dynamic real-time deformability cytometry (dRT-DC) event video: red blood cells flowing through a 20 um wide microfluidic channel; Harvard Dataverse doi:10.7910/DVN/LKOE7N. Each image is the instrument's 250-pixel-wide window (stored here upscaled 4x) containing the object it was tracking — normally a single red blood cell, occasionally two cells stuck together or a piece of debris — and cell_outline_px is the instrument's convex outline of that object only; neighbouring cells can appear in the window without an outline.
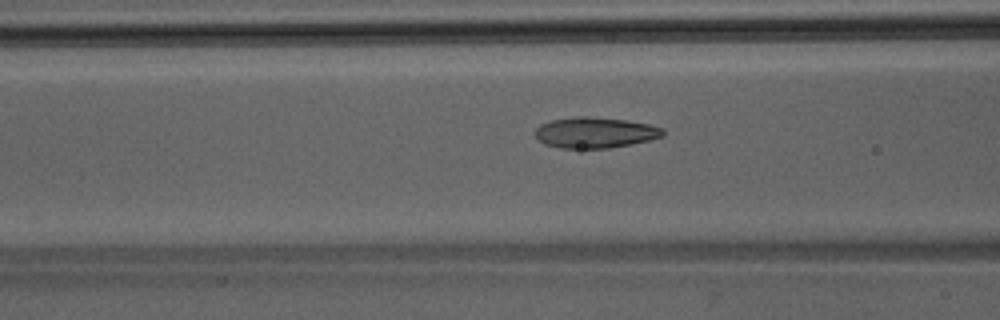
{"species": "Egyptian fruit bat (a non-hibernating species)", "species_latin": "Rousettus aegyptiacus", "temperature_condition": "room temperature", "stored_images_in_passage": 47, "camera_frame_rate_fps": 3000, "um_per_image_px": 0.085, "animal": {"sex": "male"}, "frame": {"image": 1, "passage_image": 19, "time_ms": 6.0, "image_size_px": [1000, 320], "cell_outline_px": [[664, 136], [648, 140], [608, 148], [560, 148], [544, 144], [532, 132], [540, 124], [552, 120], [576, 116], [588, 116], [624, 120], [648, 124], [664, 128]], "centroid_in_image_um": [50.54, 11.26], "position_along_channel_um": 116.1, "area_um2": 22.83}}
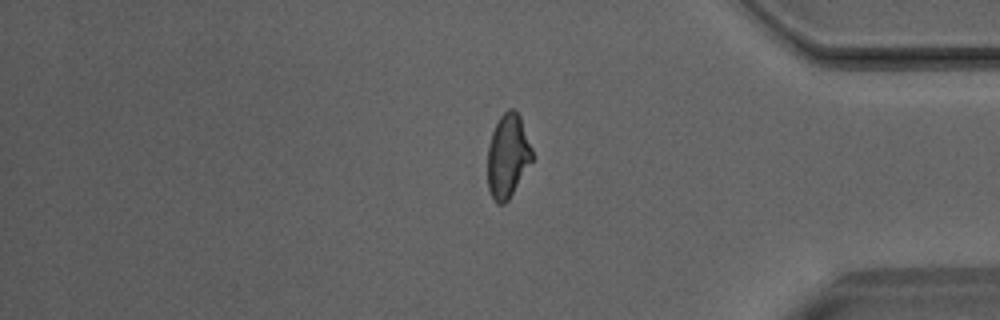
{"frame": {"image": 2, "passage_image": 39, "time_ms": 12.667, "image_size_px": [1000, 320], "cell_outline_px": [[536, 156], [508, 200], [504, 204], [496, 204], [488, 188], [488, 148], [492, 132], [500, 116], [508, 108], [512, 108], [520, 116]], "centroid_in_image_um": [43.19, 13.26], "position_along_channel_um": 392.0, "area_um2": 21.96}}
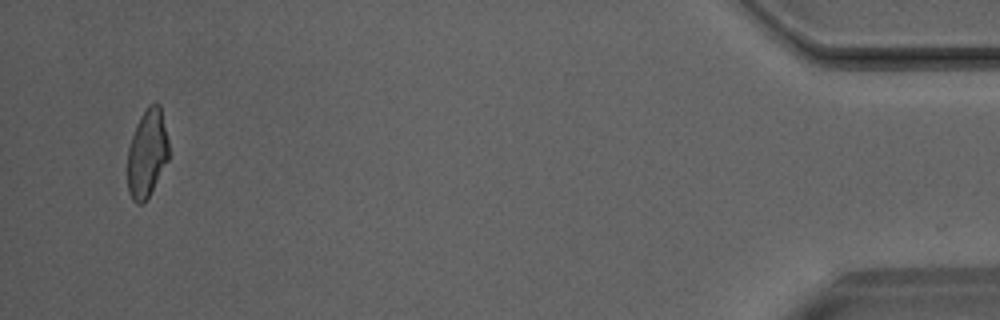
{"frame": {"image": 3, "passage_image": 45, "time_ms": 14.667, "image_size_px": [1000, 320], "cell_outline_px": [[168, 160], [148, 196], [140, 204], [136, 204], [132, 200], [128, 192], [128, 148], [136, 124], [140, 116], [148, 104], [160, 104], [168, 140]], "centroid_in_image_um": [12.49, 13.01], "position_along_channel_um": 422.7, "area_um2": 20.92}}